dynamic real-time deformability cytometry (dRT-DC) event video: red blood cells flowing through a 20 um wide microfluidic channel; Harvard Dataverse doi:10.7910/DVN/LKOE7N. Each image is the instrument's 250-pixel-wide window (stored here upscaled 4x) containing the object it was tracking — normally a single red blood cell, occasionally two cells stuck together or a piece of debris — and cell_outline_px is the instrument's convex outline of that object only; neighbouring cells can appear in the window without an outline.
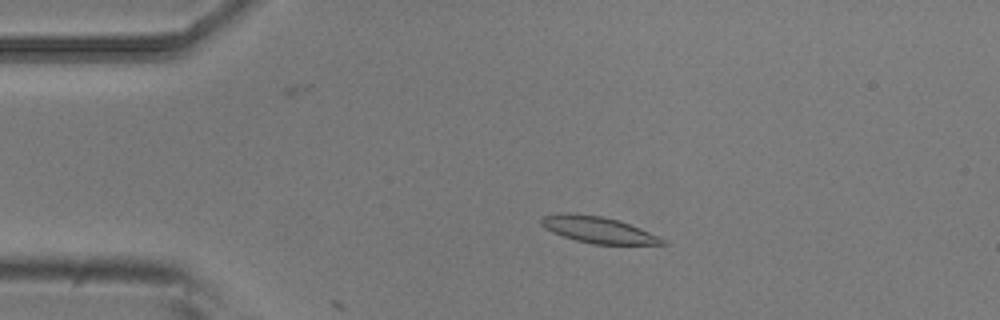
{"species": "common noctule bat (a hibernating species)", "species_latin": "Nyctalus noctula", "temperature_condition": "room temperature", "stored_images_in_passage": 6, "camera_frame_rate_fps": 3000, "um_per_image_px": 0.085, "animal": {"sex": "male", "body_mass_g": 20.5, "forearm_length_mm": 52.5}, "frame": {"image": 1, "passage_image": 4, "time_ms": 1.0, "image_size_px": [1000, 320], "cell_outline_px": [[668, 244], [592, 244], [576, 240], [552, 232], [544, 228], [540, 224], [540, 220], [544, 216], [560, 212], [568, 212], [600, 216], [620, 220], [640, 228], [668, 240]], "centroid_in_image_um": [50.84, 19.52], "position_along_channel_um": 34.2, "area_um2": 18.73}}